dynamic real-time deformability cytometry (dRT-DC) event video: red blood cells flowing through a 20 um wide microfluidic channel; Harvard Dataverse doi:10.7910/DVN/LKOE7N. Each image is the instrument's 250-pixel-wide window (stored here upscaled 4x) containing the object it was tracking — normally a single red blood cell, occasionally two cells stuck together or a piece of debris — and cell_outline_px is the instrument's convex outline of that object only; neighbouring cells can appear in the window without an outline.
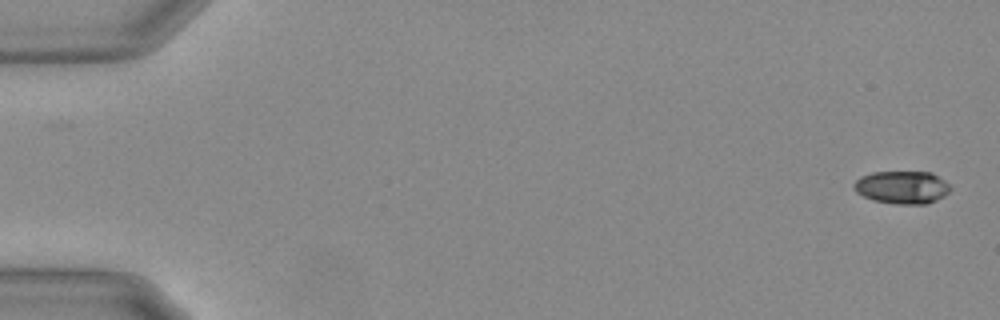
{"species": "Egyptian fruit bat (a non-hibernating species)", "species_latin": "Rousettus aegyptiacus", "temperature_condition": "warm", "stored_images_in_passage": 14, "camera_frame_rate_fps": 3000, "um_per_image_px": 0.085, "animal": {"sex": "female"}, "frame": {"image": 1, "passage_image": 1, "time_ms": 0.0, "image_size_px": [1000, 320], "cell_outline_px": [[952, 188], [944, 196], [928, 204], [896, 204], [872, 200], [856, 192], [852, 188], [852, 184], [860, 176], [872, 172], [932, 172], [944, 180]], "centroid_in_image_um": [76.66, 15.92], "position_along_channel_um": 8.3, "area_um2": 18.61}}